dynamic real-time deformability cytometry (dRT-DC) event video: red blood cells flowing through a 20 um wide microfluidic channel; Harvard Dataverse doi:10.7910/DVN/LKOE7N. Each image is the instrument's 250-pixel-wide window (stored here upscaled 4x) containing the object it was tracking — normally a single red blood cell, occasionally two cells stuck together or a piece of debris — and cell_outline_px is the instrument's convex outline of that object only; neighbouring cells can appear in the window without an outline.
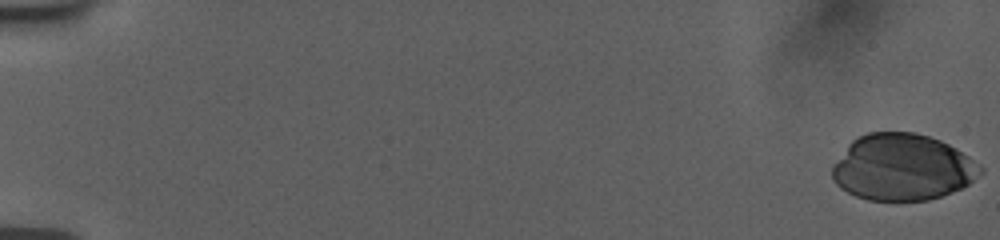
{"species": "human", "species_latin": "Homo sapiens", "temperature_condition": "room temperature", "stored_images_in_passage": 54, "camera_frame_rate_fps": 3000, "um_per_image_px": 0.085, "donor": {"sex": "female"}, "frame": {"image": 1, "passage_image": 1, "time_ms": 0.0, "image_size_px": [1000, 240], "cell_outline_px": [[984, 172], [968, 184], [952, 192], [928, 200], [868, 200], [856, 196], [840, 188], [836, 184], [832, 176], [832, 164], [848, 144], [852, 140], [868, 132], [916, 132], [940, 140], [956, 148], [980, 164], [984, 168]], "centroid_in_image_um": [76.7, 14.21], "position_along_channel_um": 8.3, "area_um2": 57.45}}